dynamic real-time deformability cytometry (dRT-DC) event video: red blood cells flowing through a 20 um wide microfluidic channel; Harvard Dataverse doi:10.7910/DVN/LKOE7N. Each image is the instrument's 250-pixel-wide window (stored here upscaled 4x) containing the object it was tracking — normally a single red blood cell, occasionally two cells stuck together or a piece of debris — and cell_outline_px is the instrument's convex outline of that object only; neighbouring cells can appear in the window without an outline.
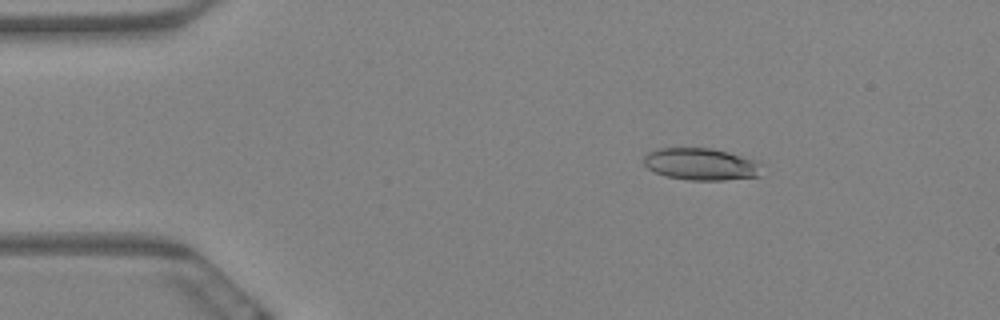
{"species": "Egyptian fruit bat (a non-hibernating species)", "species_latin": "Rousettus aegyptiacus", "temperature_condition": "warm", "stored_images_in_passage": 11, "camera_frame_rate_fps": 3000, "um_per_image_px": 0.085, "animal": {"sex": "female"}, "frame": {"image": 1, "passage_image": 2, "time_ms": 0.333, "image_size_px": [1000, 320], "cell_outline_px": [[768, 164], [760, 176], [724, 180], [692, 180], [668, 176], [656, 172], [648, 168], [644, 164], [644, 156], [648, 152], [660, 148], [712, 148], [728, 152], [756, 160]], "centroid_in_image_um": [59.7, 13.95], "position_along_channel_um": 25.3, "area_um2": 22.31}}
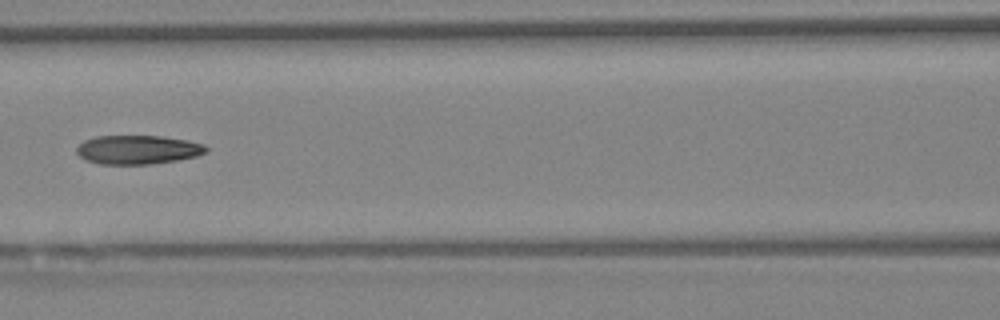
{"frame": {"image": 2, "passage_image": 7, "time_ms": 2.0, "image_size_px": [1000, 320], "cell_outline_px": [[208, 152], [196, 156], [176, 160], [152, 164], [100, 164], [88, 160], [80, 156], [76, 152], [76, 148], [84, 140], [96, 136], [160, 136], [188, 140], [204, 144], [208, 148]], "centroid_in_image_um": [11.73, 12.72], "position_along_channel_um": 154.9, "area_um2": 21.79}}
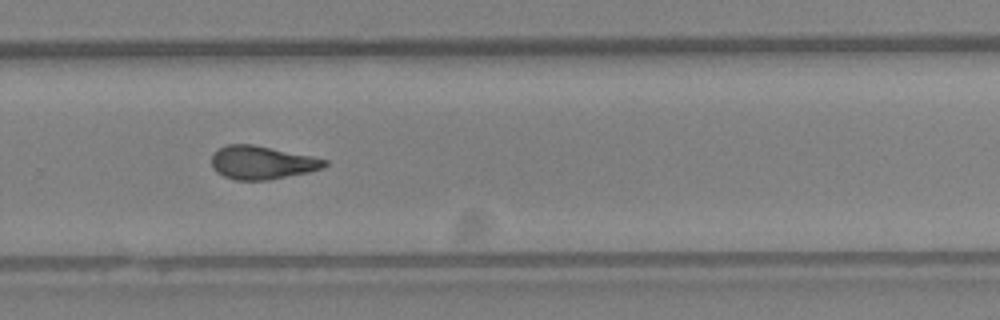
{"frame": {"image": 3, "passage_image": 11, "time_ms": 3.333, "image_size_px": [1000, 320], "cell_outline_px": [[328, 164], [320, 168], [308, 172], [268, 180], [236, 180], [224, 176], [216, 172], [212, 168], [212, 156], [224, 144], [252, 144], [312, 156], [328, 160]], "centroid_in_image_um": [22.25, 13.82], "position_along_channel_um": 307.6, "area_um2": 21.79}}